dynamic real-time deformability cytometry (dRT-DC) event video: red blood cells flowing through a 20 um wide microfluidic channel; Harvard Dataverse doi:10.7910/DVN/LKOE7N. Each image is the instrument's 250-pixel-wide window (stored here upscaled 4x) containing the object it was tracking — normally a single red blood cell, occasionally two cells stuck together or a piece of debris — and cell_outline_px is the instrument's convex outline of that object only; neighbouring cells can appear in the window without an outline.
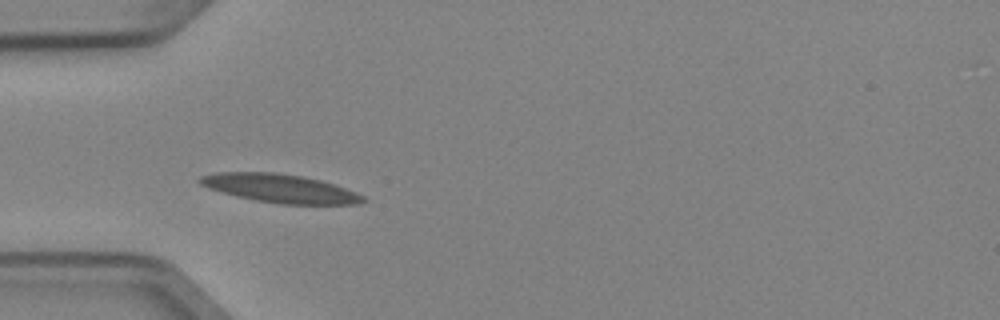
{"species": "Egyptian fruit bat (a non-hibernating species)", "species_latin": "Rousettus aegyptiacus", "temperature_condition": "cold", "stored_images_in_passage": 4, "camera_frame_rate_fps": 3000, "um_per_image_px": 0.085, "animal": {"sex": "female"}, "frame": {"image": 1, "passage_image": 3, "time_ms": 0.667, "image_size_px": [1000, 320], "cell_outline_px": [[368, 200], [360, 204], [280, 204], [256, 200], [236, 196], [208, 188], [200, 184], [196, 180], [200, 176], [216, 172], [276, 172], [304, 176], [320, 180], [356, 192], [364, 196]], "centroid_in_image_um": [23.79, 16.01], "position_along_channel_um": 61.2, "area_um2": 27.17}}
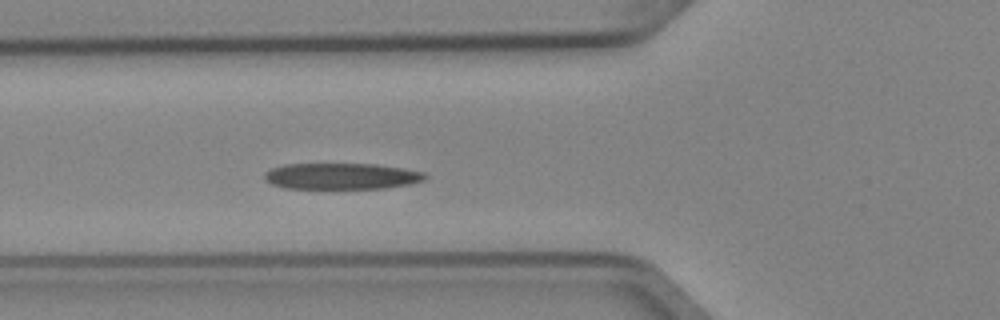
{"frame": {"image": 2, "passage_image": 4, "time_ms": 1.0, "image_size_px": [1000, 320], "cell_outline_px": [[428, 176], [424, 180], [408, 184], [384, 188], [284, 188], [272, 184], [264, 180], [264, 172], [272, 168], [284, 164], [376, 164], [404, 168], [424, 172]], "centroid_in_image_um": [29.01, 14.97], "position_along_channel_um": 96.8, "area_um2": 24.51}}